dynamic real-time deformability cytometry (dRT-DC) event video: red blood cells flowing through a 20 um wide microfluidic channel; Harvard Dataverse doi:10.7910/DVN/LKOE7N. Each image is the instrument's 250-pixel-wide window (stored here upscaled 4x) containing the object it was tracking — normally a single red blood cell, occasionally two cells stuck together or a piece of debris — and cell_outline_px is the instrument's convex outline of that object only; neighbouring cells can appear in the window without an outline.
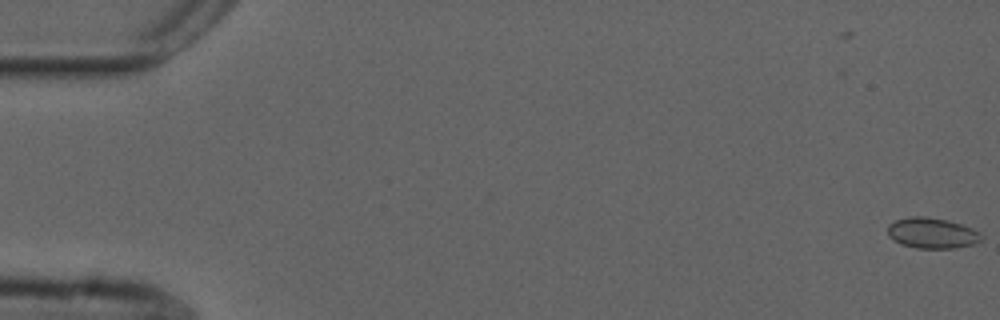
{"species": "common noctule bat (a hibernating species)", "species_latin": "Nyctalus noctula", "temperature_condition": "cold", "stored_images_in_passage": 15, "camera_frame_rate_fps": 3000, "um_per_image_px": 0.085, "animal": {"sex": "male", "forearm_length_mm": 52.5}, "frame": {"image": 1, "passage_image": 1, "time_ms": 0.0, "image_size_px": [1000, 320], "cell_outline_px": [[984, 236], [976, 244], [952, 248], [916, 248], [900, 244], [888, 236], [888, 224], [896, 220], [908, 216], [924, 216], [948, 220], [972, 228], [980, 232]], "centroid_in_image_um": [79.22, 19.81], "position_along_channel_um": 5.8, "area_um2": 16.88}}
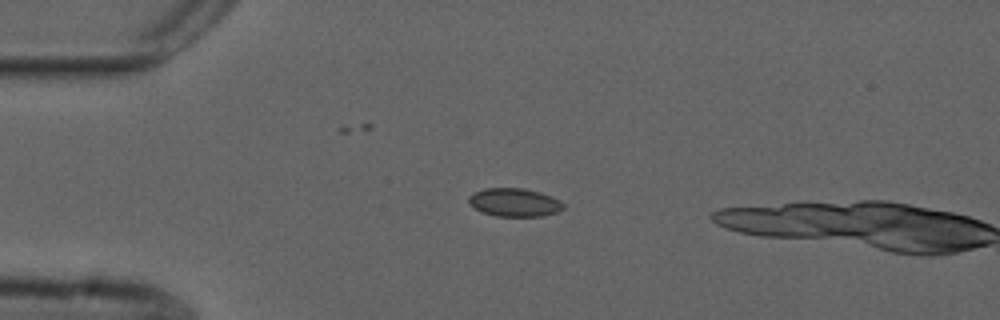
{"frame": {"image": 2, "passage_image": 14, "time_ms": 4.333, "image_size_px": [1000, 320], "cell_outline_px": [[564, 208], [556, 212], [544, 216], [496, 216], [480, 212], [468, 200], [468, 196], [472, 192], [484, 188], [524, 188], [540, 192], [552, 196], [560, 200], [564, 204]], "centroid_in_image_um": [43.73, 17.19], "position_along_channel_um": 41.3, "area_um2": 15.72}}